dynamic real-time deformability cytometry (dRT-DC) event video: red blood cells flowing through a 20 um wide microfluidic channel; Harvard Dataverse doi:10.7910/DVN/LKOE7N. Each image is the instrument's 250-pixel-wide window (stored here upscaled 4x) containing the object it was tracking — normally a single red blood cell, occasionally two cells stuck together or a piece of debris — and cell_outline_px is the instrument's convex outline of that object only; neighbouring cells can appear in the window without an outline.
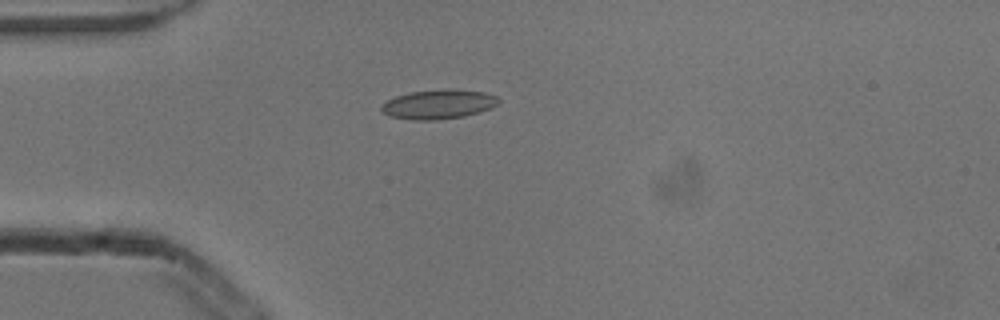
{"species": "common noctule bat (a hibernating species)", "species_latin": "Nyctalus noctula", "temperature_condition": "cold", "stored_images_in_passage": 1, "camera_frame_rate_fps": 3000, "um_per_image_px": 0.085, "animal": {"sex": "male", "body_mass_g": 13.3}, "frame": {"image": 1, "passage_image": 1, "time_ms": 0.0, "image_size_px": [1000, 320], "cell_outline_px": [[500, 100], [492, 108], [480, 112], [464, 116], [436, 120], [412, 120], [388, 116], [380, 108], [380, 104], [396, 96], [408, 92], [444, 88], [452, 88], [484, 92], [496, 96]], "centroid_in_image_um": [37.26, 8.85], "position_along_channel_um": 47.7, "area_um2": 20.35}}